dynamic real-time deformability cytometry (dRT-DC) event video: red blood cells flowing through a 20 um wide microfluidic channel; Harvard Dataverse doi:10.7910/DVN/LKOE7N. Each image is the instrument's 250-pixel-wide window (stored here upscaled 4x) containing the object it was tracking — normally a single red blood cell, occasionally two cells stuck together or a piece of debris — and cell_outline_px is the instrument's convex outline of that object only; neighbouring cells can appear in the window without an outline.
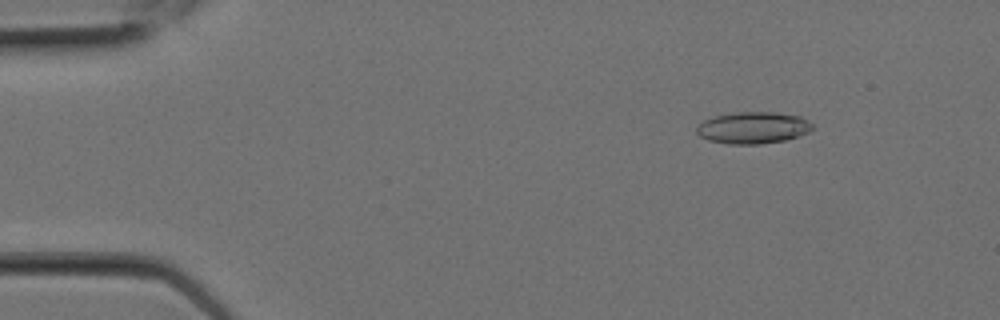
{"species": "Egyptian fruit bat (a non-hibernating species)", "species_latin": "Rousettus aegyptiacus", "temperature_condition": "room temperature", "stored_images_in_passage": 9, "camera_frame_rate_fps": 3000, "um_per_image_px": 0.085, "animal": {"sex": "female"}, "frame": {"image": 1, "passage_image": 3, "time_ms": 0.667, "image_size_px": [1000, 320], "cell_outline_px": [[816, 128], [808, 132], [784, 140], [760, 144], [728, 144], [708, 140], [700, 136], [696, 132], [696, 128], [704, 120], [712, 116], [736, 112], [772, 112], [800, 116], [808, 120]], "centroid_in_image_um": [64.0, 10.85], "position_along_channel_um": 21.0, "area_um2": 21.44}}
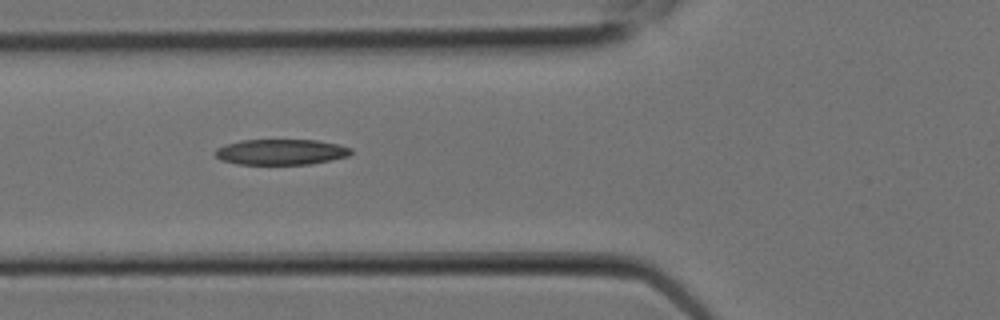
{"frame": {"image": 2, "passage_image": 8, "time_ms": 2.333, "image_size_px": [1000, 320], "cell_outline_px": [[352, 152], [348, 156], [312, 164], [240, 164], [220, 160], [212, 152], [216, 148], [224, 144], [240, 140], [316, 140], [340, 144], [352, 148]], "centroid_in_image_um": [23.86, 12.91], "position_along_channel_um": 101.9, "area_um2": 20.46}}
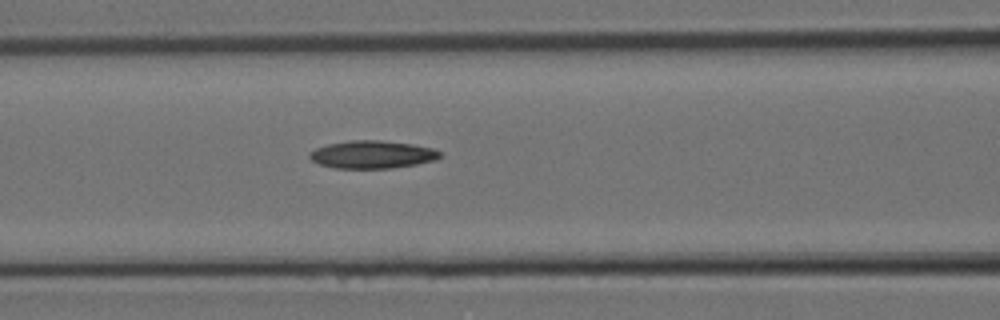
{"frame": {"image": 3, "passage_image": 9, "time_ms": 2.667, "image_size_px": [1000, 320], "cell_outline_px": [[440, 156], [436, 160], [416, 164], [392, 168], [336, 168], [320, 164], [312, 160], [308, 156], [316, 148], [328, 144], [348, 140], [380, 140], [412, 144], [432, 148], [440, 152]], "centroid_in_image_um": [31.65, 13.13], "position_along_channel_um": 135.0, "area_um2": 20.92}}